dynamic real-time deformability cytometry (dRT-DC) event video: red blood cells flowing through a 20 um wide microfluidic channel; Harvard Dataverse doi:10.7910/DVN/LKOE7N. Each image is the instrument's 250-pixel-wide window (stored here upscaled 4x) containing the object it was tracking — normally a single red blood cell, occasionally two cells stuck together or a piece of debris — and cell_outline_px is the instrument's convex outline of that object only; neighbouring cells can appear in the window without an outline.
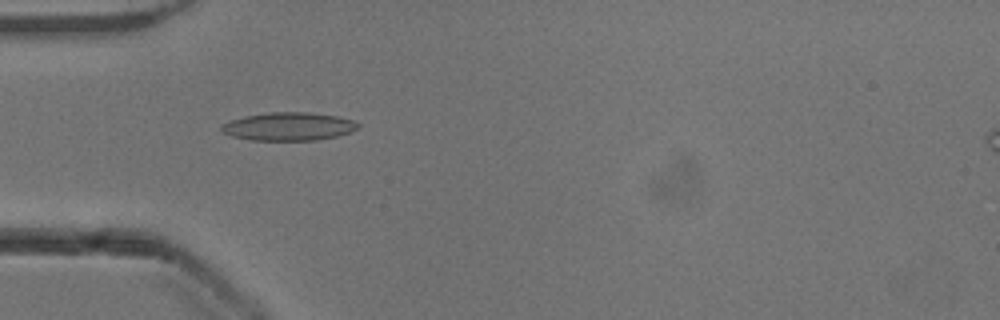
{"species": "common noctule bat (a hibernating species)", "species_latin": "Nyctalus noctula", "temperature_condition": "cold", "stored_images_in_passage": 52, "camera_frame_rate_fps": 3000, "um_per_image_px": 0.085, "animal": {"sex": "male", "body_mass_g": 13.3}, "frame": {"image": 1, "passage_image": 16, "time_ms": 5.0, "image_size_px": [1000, 320], "cell_outline_px": [[360, 124], [352, 132], [336, 136], [316, 140], [252, 140], [232, 136], [220, 132], [220, 124], [244, 116], [268, 112], [312, 112], [336, 116], [352, 120]], "centroid_in_image_um": [24.5, 10.74], "position_along_channel_um": 60.5, "area_um2": 22.48}}
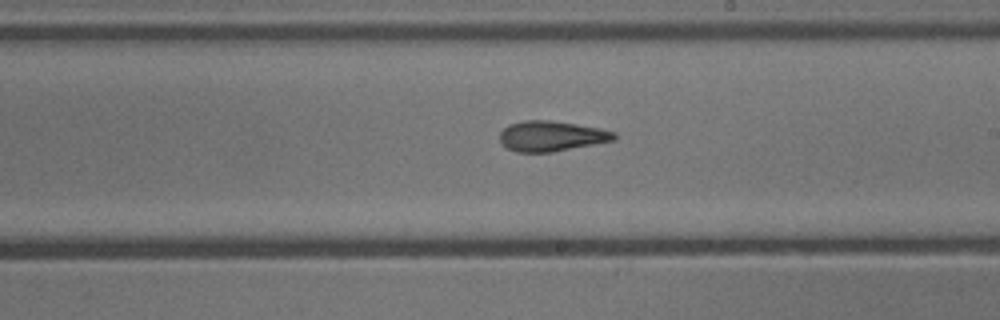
{"frame": {"image": 2, "passage_image": 30, "time_ms": 9.667, "image_size_px": [1000, 320], "cell_outline_px": [[616, 140], [552, 152], [516, 152], [508, 148], [500, 140], [500, 132], [508, 124], [524, 120], [552, 120], [600, 128], [616, 132]], "centroid_in_image_um": [46.88, 11.56], "position_along_channel_um": 242.1, "area_um2": 20.23}}
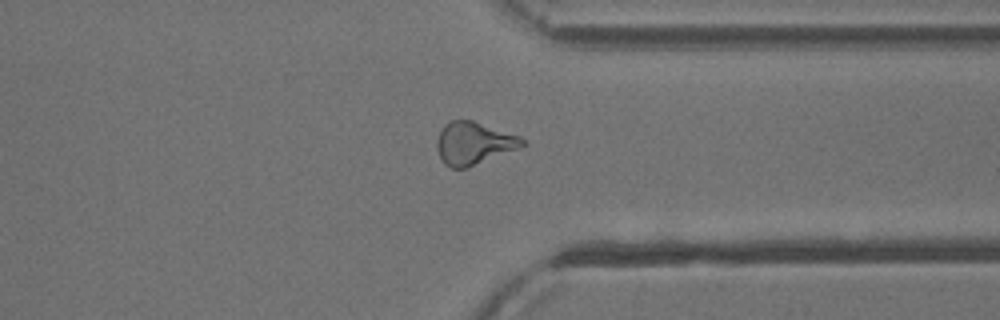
{"frame": {"image": 3, "passage_image": 40, "time_ms": 13.0, "image_size_px": [1000, 320], "cell_outline_px": [[528, 144], [520, 148], [468, 168], [452, 168], [444, 164], [436, 148], [436, 140], [444, 124], [452, 120], [472, 120], [520, 136]], "centroid_in_image_um": [40.28, 12.19], "position_along_channel_um": 371.1, "area_um2": 21.33}, "authors_computed_cell_mechanics": {"area_um2": 20.7213, "velocity_mm_per_s": 3.9262, "shape_relaxation_time_tau1_ms": 10.5192, "shape_relaxation_time_tau2_ms": 2.707, "deformation_change_tau1": 0.2182, "deformation_change_tau2": 0.1067}}